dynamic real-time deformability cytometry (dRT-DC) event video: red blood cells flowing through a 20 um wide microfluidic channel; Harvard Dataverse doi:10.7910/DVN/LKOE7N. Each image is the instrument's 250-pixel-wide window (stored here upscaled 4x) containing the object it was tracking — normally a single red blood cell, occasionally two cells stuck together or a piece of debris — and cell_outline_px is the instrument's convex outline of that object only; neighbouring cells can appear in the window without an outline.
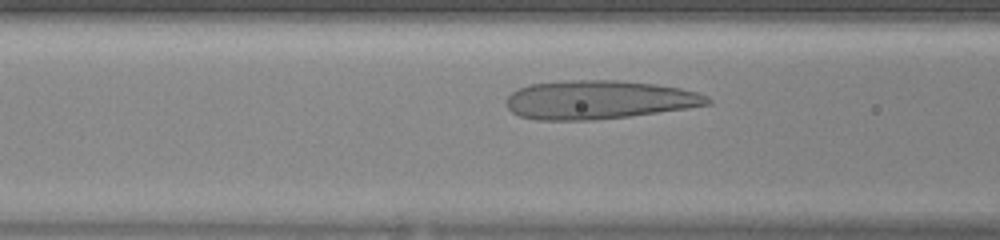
{"species": "human", "species_latin": "Homo sapiens", "temperature_condition": "warm", "stored_images_in_passage": 26, "camera_frame_rate_fps": 3000, "um_per_image_px": 0.085, "donor": {"sex": "female"}, "frame": {"image": 1, "passage_image": 7, "time_ms": 2.0, "image_size_px": [1000, 240], "cell_outline_px": [[712, 104], [688, 108], [632, 116], [592, 120], [536, 120], [520, 116], [512, 112], [508, 108], [504, 100], [516, 88], [528, 84], [568, 80], [616, 80], [656, 84], [680, 88], [696, 92], [708, 96], [712, 100]], "centroid_in_image_um": [50.88, 8.48], "position_along_channel_um": 115.7, "area_um2": 45.72}}
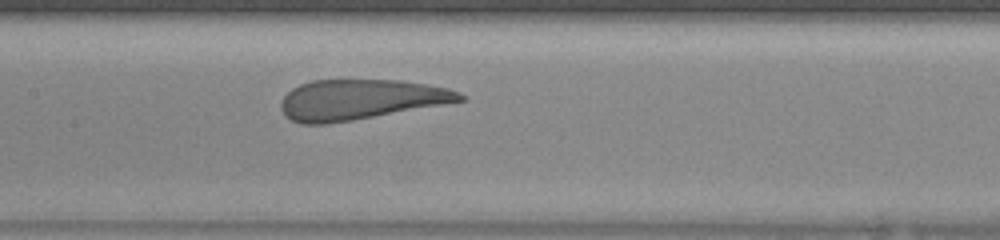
{"frame": {"image": 2, "passage_image": 11, "time_ms": 3.333, "image_size_px": [1000, 240], "cell_outline_px": [[464, 100], [352, 120], [328, 124], [300, 124], [284, 116], [280, 108], [280, 104], [284, 96], [292, 88], [300, 84], [312, 80], [400, 80], [448, 88], [460, 92], [464, 96]], "centroid_in_image_um": [30.55, 8.46], "position_along_channel_um": 176.8, "area_um2": 41.56}}
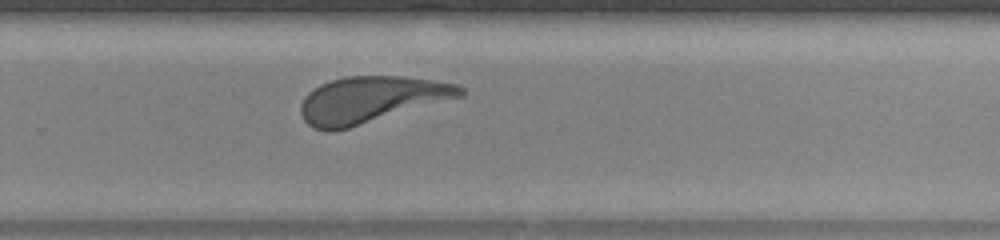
{"frame": {"image": 3, "passage_image": 19, "time_ms": 6.0, "image_size_px": [1000, 240], "cell_outline_px": [[464, 96], [348, 128], [332, 132], [328, 132], [312, 128], [304, 120], [300, 112], [300, 104], [304, 96], [308, 92], [320, 84], [332, 80], [348, 76], [400, 76], [432, 80], [456, 84], [464, 88]], "centroid_in_image_um": [31.51, 8.48], "position_along_channel_um": 298.3, "area_um2": 43.12}}